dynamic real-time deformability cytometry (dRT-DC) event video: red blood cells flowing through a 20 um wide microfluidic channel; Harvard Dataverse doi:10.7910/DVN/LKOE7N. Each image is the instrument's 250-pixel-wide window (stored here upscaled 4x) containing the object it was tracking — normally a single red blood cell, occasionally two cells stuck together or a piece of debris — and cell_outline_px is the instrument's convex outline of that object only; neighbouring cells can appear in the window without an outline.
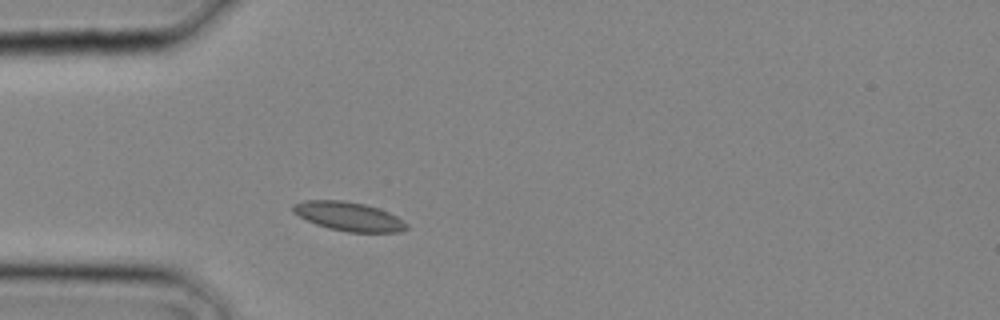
{"species": "common noctule bat (a hibernating species)", "species_latin": "Nyctalus noctula", "temperature_condition": "cold", "stored_images_in_passage": 23, "camera_frame_rate_fps": 3000, "um_per_image_px": 0.085, "animal": {"sex": "male", "body_mass_g": 20.4}, "frame": {"image": 1, "passage_image": 3, "time_ms": 0.667, "image_size_px": [1000, 320], "cell_outline_px": [[408, 228], [400, 232], [348, 232], [328, 228], [316, 224], [292, 212], [292, 204], [304, 200], [340, 200], [364, 204], [388, 212], [404, 220], [408, 224]], "centroid_in_image_um": [29.64, 18.4], "position_along_channel_um": 55.4, "area_um2": 19.07}}
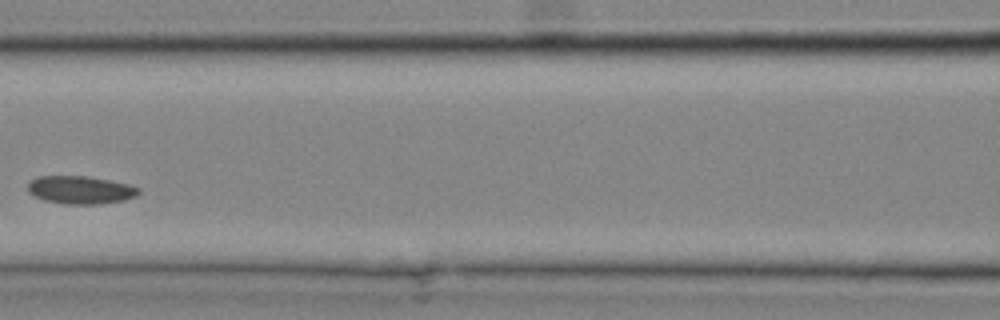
{"frame": {"image": 2, "passage_image": 8, "time_ms": 2.333, "image_size_px": [1000, 320], "cell_outline_px": [[140, 192], [136, 196], [124, 200], [100, 204], [64, 204], [44, 200], [28, 192], [28, 184], [36, 176], [88, 176], [128, 184], [140, 188]], "centroid_in_image_um": [6.85, 16.14], "position_along_channel_um": 159.8, "area_um2": 18.03}}
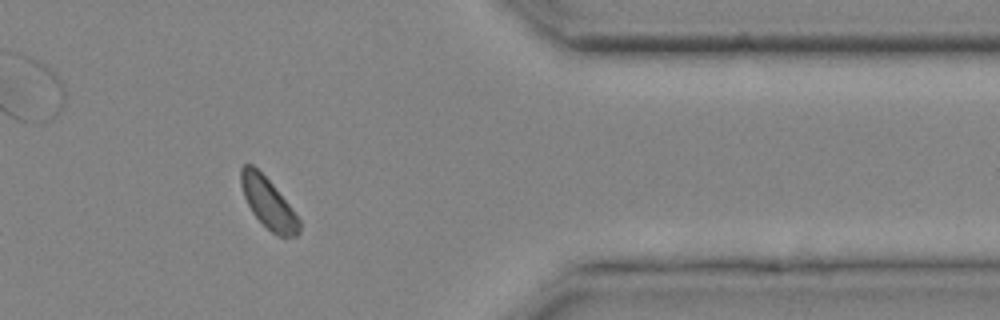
{"frame": {"image": 3, "passage_image": 19, "time_ms": 6.0, "image_size_px": [1000, 320], "cell_outline_px": [[300, 232], [296, 236], [280, 236], [272, 232], [252, 212], [244, 196], [240, 184], [240, 168], [244, 164], [252, 164], [272, 184], [288, 204], [300, 220]], "centroid_in_image_um": [22.78, 17.25], "position_along_channel_um": 388.6, "area_um2": 16.7}}